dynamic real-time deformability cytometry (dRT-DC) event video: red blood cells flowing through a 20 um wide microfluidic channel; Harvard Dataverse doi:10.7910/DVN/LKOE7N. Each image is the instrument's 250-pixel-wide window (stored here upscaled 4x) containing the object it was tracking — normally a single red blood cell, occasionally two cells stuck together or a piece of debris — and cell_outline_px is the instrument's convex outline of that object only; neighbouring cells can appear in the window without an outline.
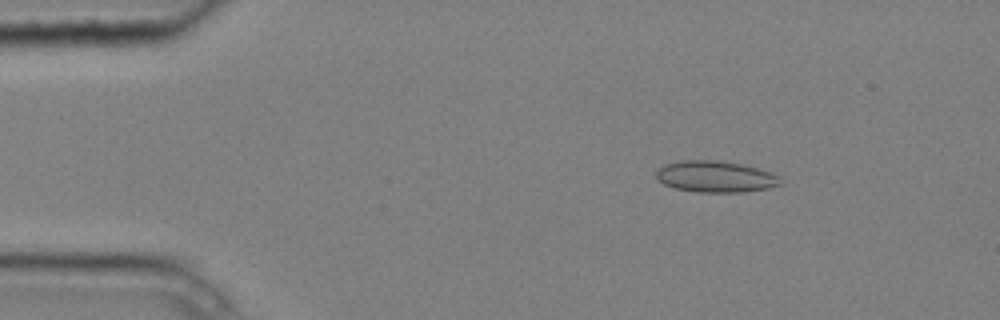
{"species": "common noctule bat (a hibernating species)", "species_latin": "Nyctalus noctula", "temperature_condition": "cold", "stored_images_in_passage": 4, "camera_frame_rate_fps": 3000, "um_per_image_px": 0.085, "animal": {"sex": "male", "body_mass_g": 20.4}, "frame": {"image": 1, "passage_image": 1, "time_ms": 0.0, "image_size_px": [1000, 320], "cell_outline_px": [[784, 184], [768, 188], [744, 192], [696, 192], [676, 188], [664, 184], [656, 180], [656, 172], [664, 164], [676, 160], [720, 160], [740, 164], [756, 168], [780, 176]], "centroid_in_image_um": [60.8, 15.01], "position_along_channel_um": 24.2, "area_um2": 22.89}}
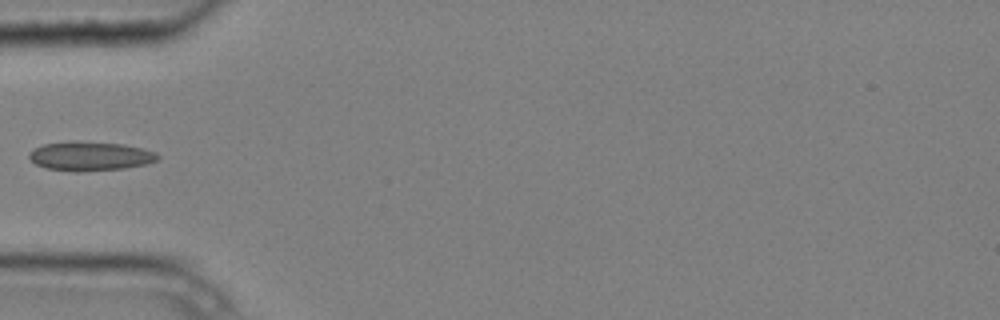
{"frame": {"image": 2, "passage_image": 4, "time_ms": 1.0, "image_size_px": [1000, 320], "cell_outline_px": [[160, 156], [156, 160], [144, 164], [124, 168], [80, 172], [76, 172], [44, 168], [36, 164], [28, 156], [28, 152], [32, 148], [44, 144], [72, 140], [76, 140], [124, 144], [156, 152]], "centroid_in_image_um": [7.6, 13.26], "position_along_channel_um": 77.4, "area_um2": 22.08}}